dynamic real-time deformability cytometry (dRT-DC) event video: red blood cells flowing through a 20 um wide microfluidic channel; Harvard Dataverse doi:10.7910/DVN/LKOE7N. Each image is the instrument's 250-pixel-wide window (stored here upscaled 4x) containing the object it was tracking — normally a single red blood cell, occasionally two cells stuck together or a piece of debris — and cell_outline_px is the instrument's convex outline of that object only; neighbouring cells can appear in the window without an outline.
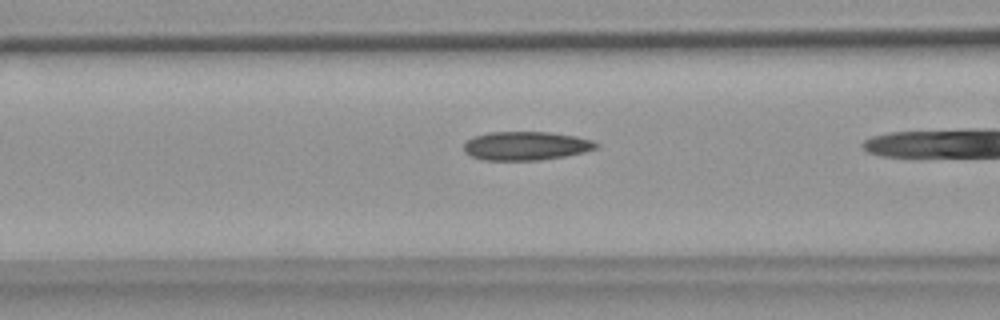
{"species": "common noctule bat (a hibernating species)", "species_latin": "Nyctalus noctula", "temperature_condition": "warm", "stored_images_in_passage": 8, "camera_frame_rate_fps": 3000, "um_per_image_px": 0.085, "animal": {"sex": "female", "body_mass_g": 18.4}, "frame": {"image": 1, "passage_image": 7, "time_ms": 2.0, "image_size_px": [1000, 320], "cell_outline_px": [[600, 148], [584, 152], [564, 156], [540, 160], [484, 160], [472, 156], [464, 152], [464, 144], [472, 136], [488, 132], [548, 132], [576, 136], [592, 140], [600, 144]], "centroid_in_image_um": [44.73, 12.39], "position_along_channel_um": 121.9, "area_um2": 22.25}}